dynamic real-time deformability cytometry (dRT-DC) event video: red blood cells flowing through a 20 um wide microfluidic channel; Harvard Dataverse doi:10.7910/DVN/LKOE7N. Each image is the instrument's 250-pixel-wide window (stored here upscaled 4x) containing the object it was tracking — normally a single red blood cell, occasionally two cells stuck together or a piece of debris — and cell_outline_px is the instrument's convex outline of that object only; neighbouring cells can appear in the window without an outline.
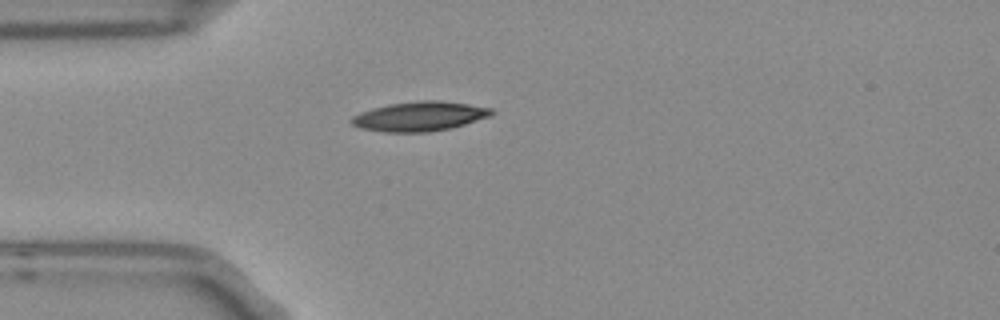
{"species": "Egyptian fruit bat (a non-hibernating species)", "species_latin": "Rousettus aegyptiacus", "temperature_condition": "room temperature", "stored_images_in_passage": 1, "camera_frame_rate_fps": 3000, "um_per_image_px": 0.085, "frame": {"image": 1, "passage_image": 1, "time_ms": 0.0, "image_size_px": [1000, 320], "cell_outline_px": [[496, 112], [492, 116], [452, 128], [428, 132], [384, 132], [360, 128], [352, 124], [348, 120], [352, 116], [360, 112], [372, 108], [388, 104], [420, 100], [440, 100], [468, 104], [492, 108]], "centroid_in_image_um": [35.68, 9.88], "position_along_channel_um": 49.3, "area_um2": 24.39}}